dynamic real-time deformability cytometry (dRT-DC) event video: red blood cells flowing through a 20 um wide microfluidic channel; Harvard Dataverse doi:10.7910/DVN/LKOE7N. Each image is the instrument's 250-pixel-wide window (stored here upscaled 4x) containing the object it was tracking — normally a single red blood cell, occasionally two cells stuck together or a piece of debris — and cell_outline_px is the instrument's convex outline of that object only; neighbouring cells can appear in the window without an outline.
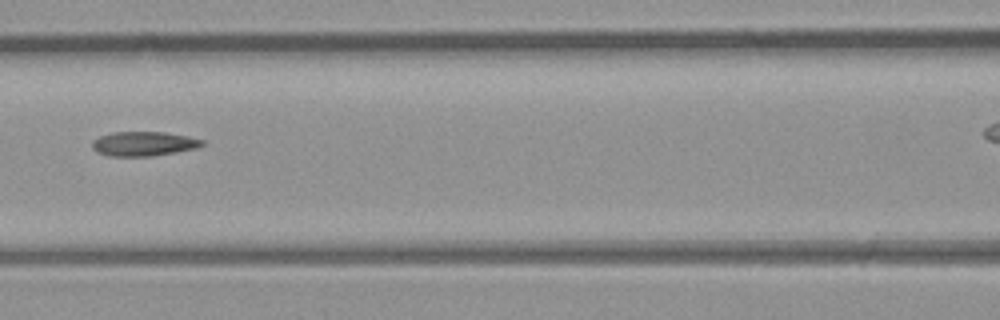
{"species": "common noctule bat (a hibernating species)", "species_latin": "Nyctalus noctula", "temperature_condition": "room temperature", "stored_images_in_passage": 8, "segment_of_instrument_passage": [1, 2], "camera_frame_rate_fps": 3000, "um_per_image_px": 0.085, "animal": {"sex": "male", "body_mass_g": 23.1, "forearm_length_mm": 52.7}, "frame": {"image": 1, "passage_image": 7, "time_ms": 2.0, "image_size_px": [1000, 320], "cell_outline_px": [[204, 144], [196, 148], [152, 156], [108, 156], [96, 152], [92, 148], [92, 140], [100, 136], [112, 132], [164, 132], [204, 140]], "centroid_in_image_um": [12.15, 12.22], "position_along_channel_um": 154.4, "area_um2": 15.55}}